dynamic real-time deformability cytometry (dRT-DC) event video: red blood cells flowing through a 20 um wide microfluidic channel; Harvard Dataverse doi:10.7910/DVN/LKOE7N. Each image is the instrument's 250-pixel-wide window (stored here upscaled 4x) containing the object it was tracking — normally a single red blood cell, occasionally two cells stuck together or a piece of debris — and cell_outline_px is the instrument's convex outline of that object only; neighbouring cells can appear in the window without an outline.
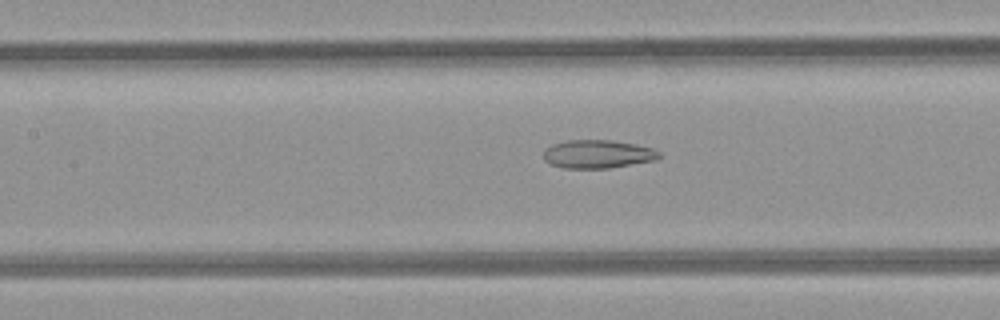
{"species": "common noctule bat (a hibernating species)", "species_latin": "Nyctalus noctula", "temperature_condition": "room temperature", "stored_images_in_passage": 28, "camera_frame_rate_fps": 3000, "um_per_image_px": 0.085, "animal": {"sex": "female", "body_mass_g": 21.9}, "frame": {"image": 1, "passage_image": 10, "time_ms": 3.0, "image_size_px": [1000, 320], "cell_outline_px": [[660, 156], [656, 160], [608, 168], [564, 168], [552, 164], [544, 160], [544, 148], [552, 144], [568, 140], [612, 140], [636, 144], [652, 148], [660, 152]], "centroid_in_image_um": [50.8, 13.09], "position_along_channel_um": 156.6, "area_um2": 19.07}}
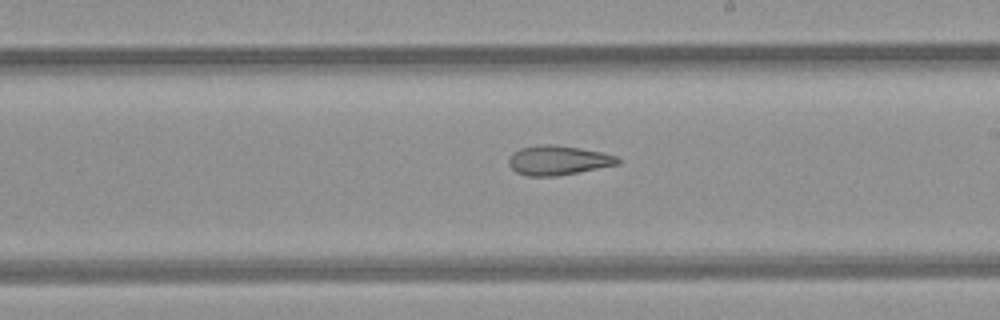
{"frame": {"image": 2, "passage_image": 16, "time_ms": 5.0, "image_size_px": [1000, 320], "cell_outline_px": [[620, 164], [556, 176], [528, 176], [516, 172], [508, 164], [508, 160], [512, 152], [520, 148], [544, 144], [552, 144], [580, 148], [600, 152], [616, 156], [620, 160]], "centroid_in_image_um": [47.41, 13.62], "position_along_channel_um": 241.6, "area_um2": 18.61}}
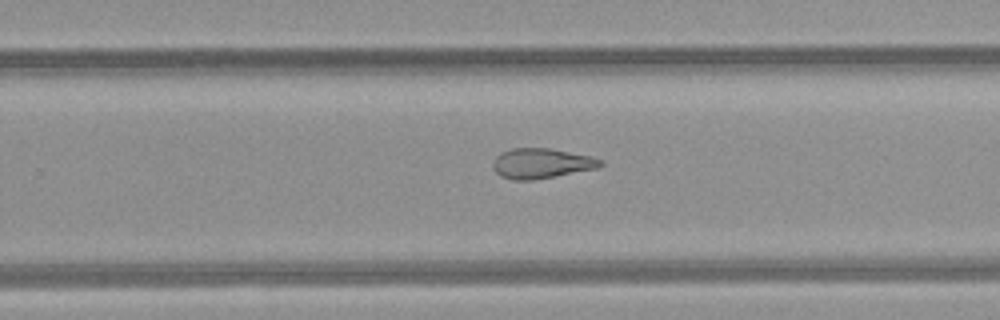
{"frame": {"image": 3, "passage_image": 19, "time_ms": 6.0, "image_size_px": [1000, 320], "cell_outline_px": [[604, 164], [596, 168], [556, 176], [532, 180], [512, 180], [500, 176], [492, 168], [492, 160], [500, 152], [512, 148], [548, 148], [592, 156], [600, 160]], "centroid_in_image_um": [45.96, 13.88], "position_along_channel_um": 283.8, "area_um2": 18.9}}